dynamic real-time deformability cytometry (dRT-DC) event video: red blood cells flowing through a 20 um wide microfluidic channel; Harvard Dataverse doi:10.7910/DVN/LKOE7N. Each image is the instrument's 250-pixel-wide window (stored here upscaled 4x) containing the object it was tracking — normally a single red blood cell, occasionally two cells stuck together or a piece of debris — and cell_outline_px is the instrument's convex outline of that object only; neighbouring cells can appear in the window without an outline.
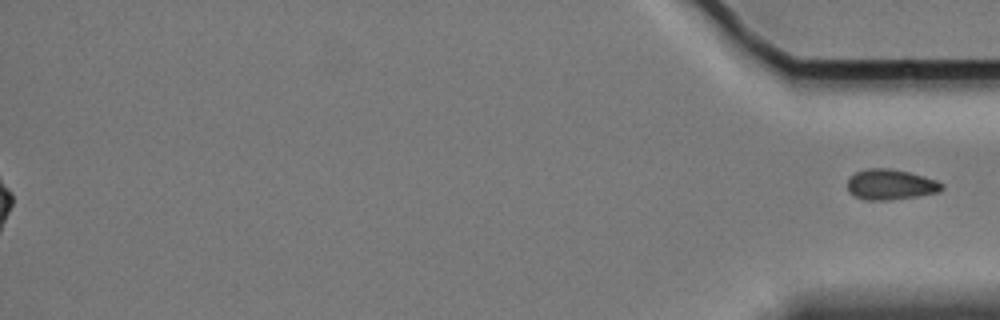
{"species": "Egyptian fruit bat (a non-hibernating species)", "species_latin": "Rousettus aegyptiacus", "temperature_condition": "cold", "stored_images_in_passage": 56, "segment_of_instrument_passage": [2, 2], "camera_frame_rate_fps": 3000, "um_per_image_px": 0.085, "animal": {"sex": "female"}, "frame": {"image": 1, "passage_image": 56, "time_ms": 18.333, "image_size_px": [1000, 320], "cell_outline_px": [[944, 188], [940, 192], [916, 196], [884, 200], [868, 200], [856, 196], [848, 192], [848, 180], [856, 172], [868, 168], [888, 168], [908, 172], [936, 180], [944, 184]], "centroid_in_image_um": [75.71, 15.68], "position_along_channel_um": 359.5, "area_um2": 16.53}}